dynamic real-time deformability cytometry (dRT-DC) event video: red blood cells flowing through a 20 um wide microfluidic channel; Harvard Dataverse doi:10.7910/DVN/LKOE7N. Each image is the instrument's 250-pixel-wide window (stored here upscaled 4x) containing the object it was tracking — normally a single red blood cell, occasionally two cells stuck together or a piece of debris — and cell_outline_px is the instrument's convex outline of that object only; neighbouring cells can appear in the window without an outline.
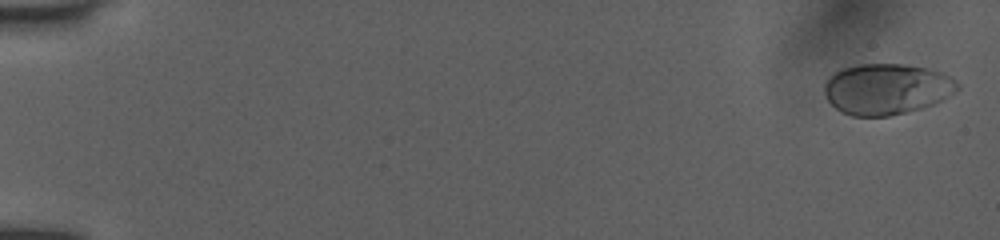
{"species": "human", "species_latin": "Homo sapiens", "temperature_condition": "room temperature", "stored_images_in_passage": 41, "camera_frame_rate_fps": 3000, "um_per_image_px": 0.085, "donor": {"sex": "female"}, "frame": {"image": 1, "passage_image": 3, "time_ms": 0.333, "image_size_px": [1000, 240], "cell_outline_px": [[960, 88], [936, 104], [888, 116], [852, 116], [840, 112], [824, 96], [824, 84], [828, 76], [844, 68], [860, 64], [900, 64], [924, 68], [944, 72], [952, 76], [960, 84]], "centroid_in_image_um": [75.37, 7.57], "position_along_channel_um": 9.6, "area_um2": 39.65}}
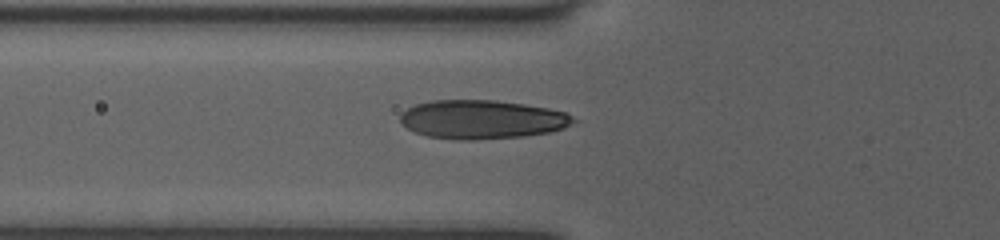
{"frame": {"image": 2, "passage_image": 32, "time_ms": 6.667, "image_size_px": [1000, 240], "cell_outline_px": [[580, 120], [564, 128], [548, 132], [524, 136], [476, 140], [456, 140], [428, 136], [416, 132], [400, 124], [400, 112], [416, 104], [432, 100], [496, 100], [524, 104], [548, 108], [564, 112]], "centroid_in_image_um": [40.97, 10.15], "position_along_channel_um": 84.8, "area_um2": 39.36}}
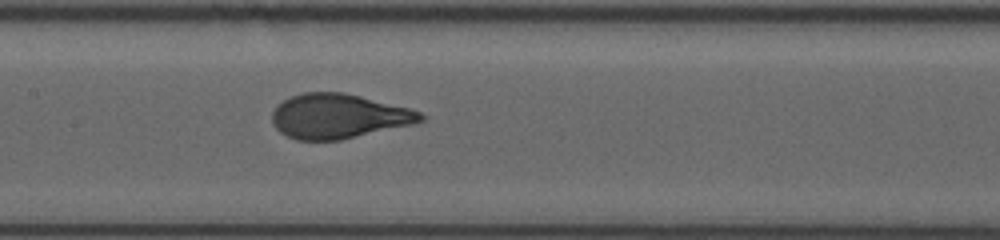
{"frame": {"image": 3, "passage_image": 41, "time_ms": 9.0, "image_size_px": [1000, 240], "cell_outline_px": [[428, 116], [424, 120], [416, 124], [340, 140], [296, 140], [280, 132], [276, 128], [272, 120], [272, 112], [284, 100], [292, 96], [304, 92], [344, 92], [412, 108]], "centroid_in_image_um": [28.85, 9.88], "position_along_channel_um": 178.6, "area_um2": 38.84}}